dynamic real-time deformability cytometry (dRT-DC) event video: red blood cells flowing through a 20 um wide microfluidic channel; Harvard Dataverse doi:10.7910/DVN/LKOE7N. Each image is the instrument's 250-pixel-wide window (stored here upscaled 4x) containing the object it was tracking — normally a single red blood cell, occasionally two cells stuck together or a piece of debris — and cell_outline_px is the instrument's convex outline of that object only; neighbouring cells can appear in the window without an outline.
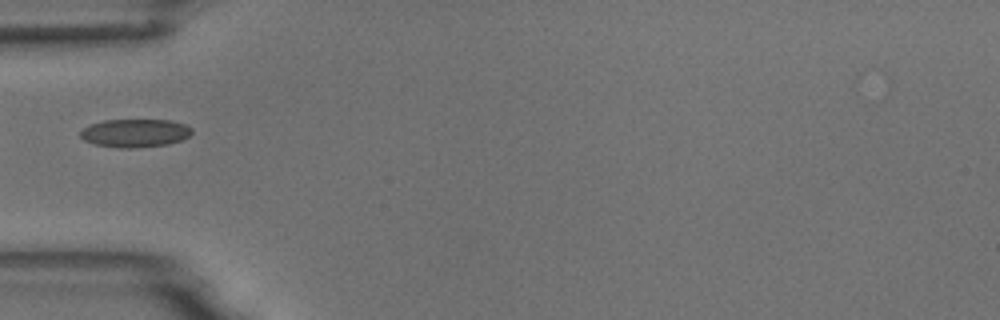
{"species": "common noctule bat (a hibernating species)", "species_latin": "Nyctalus noctula", "temperature_condition": "room temperature", "stored_images_in_passage": 3, "segment_of_instrument_passage": [2, 2], "camera_frame_rate_fps": 3000, "um_per_image_px": 0.085, "animal": {"sex": "male", "body_mass_g": 18.8}, "frame": {"image": 1, "passage_image": 3, "time_ms": 2.333, "image_size_px": [1000, 320], "cell_outline_px": [[192, 132], [188, 136], [180, 140], [168, 144], [132, 148], [116, 148], [96, 144], [84, 140], [80, 136], [80, 132], [84, 128], [92, 124], [104, 120], [168, 120], [184, 124], [192, 128]], "centroid_in_image_um": [11.47, 11.31], "position_along_channel_um": 73.5, "area_um2": 18.15}}